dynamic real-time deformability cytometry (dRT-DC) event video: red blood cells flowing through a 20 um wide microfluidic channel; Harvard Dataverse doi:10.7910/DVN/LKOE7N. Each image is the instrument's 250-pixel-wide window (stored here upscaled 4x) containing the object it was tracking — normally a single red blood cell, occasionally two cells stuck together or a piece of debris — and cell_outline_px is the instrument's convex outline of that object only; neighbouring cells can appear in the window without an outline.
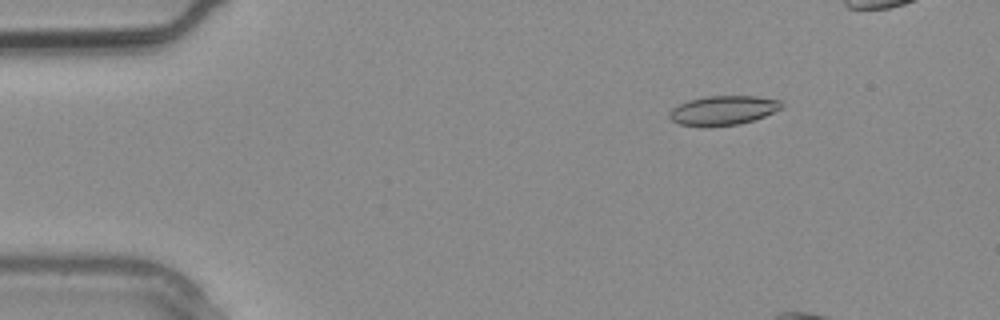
{"species": "common noctule bat (a hibernating species)", "species_latin": "Nyctalus noctula", "temperature_condition": "warm", "stored_images_in_passage": 3, "camera_frame_rate_fps": 3000, "um_per_image_px": 0.085, "animal": {"sex": "male", "body_mass_g": 20.4}, "frame": {"image": 1, "passage_image": 1, "time_ms": 0.0, "image_size_px": [1000, 320], "cell_outline_px": [[784, 108], [764, 116], [740, 124], [712, 128], [700, 128], [680, 124], [672, 120], [668, 116], [668, 112], [672, 108], [688, 100], [708, 96], [756, 96], [780, 100], [784, 104]], "centroid_in_image_um": [61.46, 9.41], "position_along_channel_um": 23.5, "area_um2": 19.65}}